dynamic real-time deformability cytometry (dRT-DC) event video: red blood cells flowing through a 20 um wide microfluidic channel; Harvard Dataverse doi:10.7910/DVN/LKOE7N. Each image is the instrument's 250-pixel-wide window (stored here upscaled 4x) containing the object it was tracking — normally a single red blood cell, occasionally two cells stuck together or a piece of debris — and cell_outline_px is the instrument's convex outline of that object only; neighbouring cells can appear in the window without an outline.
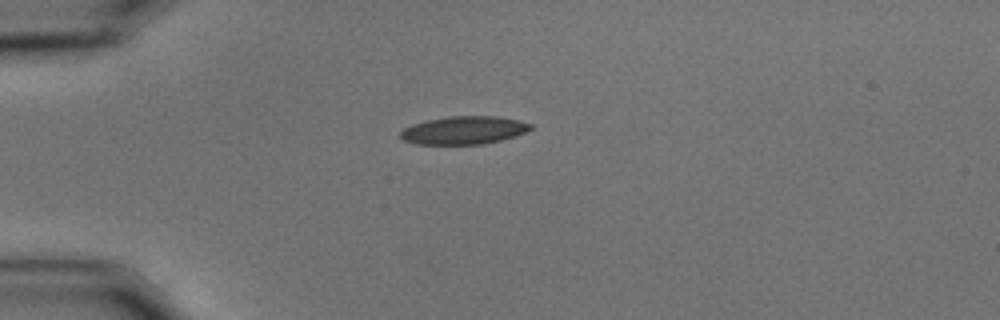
{"species": "common noctule bat (a hibernating species)", "species_latin": "Nyctalus noctula", "temperature_condition": "cold", "stored_images_in_passage": 43, "camera_frame_rate_fps": 3000, "um_per_image_px": 0.085, "animal": {"sex": "male", "body_mass_g": 15.6}, "frame": {"image": 1, "passage_image": 1, "time_ms": 0.0, "image_size_px": [1000, 320], "cell_outline_px": [[532, 128], [516, 136], [484, 144], [416, 144], [404, 140], [400, 136], [400, 132], [404, 128], [412, 124], [428, 120], [448, 116], [496, 116], [516, 120], [532, 124]], "centroid_in_image_um": [39.41, 11.07], "position_along_channel_um": 45.6, "area_um2": 21.1}}
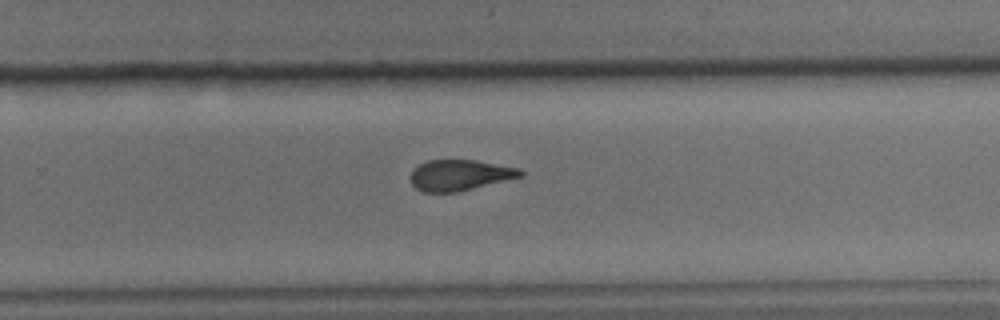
{"frame": {"image": 2, "passage_image": 24, "time_ms": 7.667, "image_size_px": [1000, 320], "cell_outline_px": [[524, 176], [456, 192], [424, 192], [416, 188], [412, 184], [412, 168], [428, 160], [476, 160], [520, 168], [524, 172]], "centroid_in_image_um": [39.11, 14.88], "position_along_channel_um": 290.7, "area_um2": 19.65}}
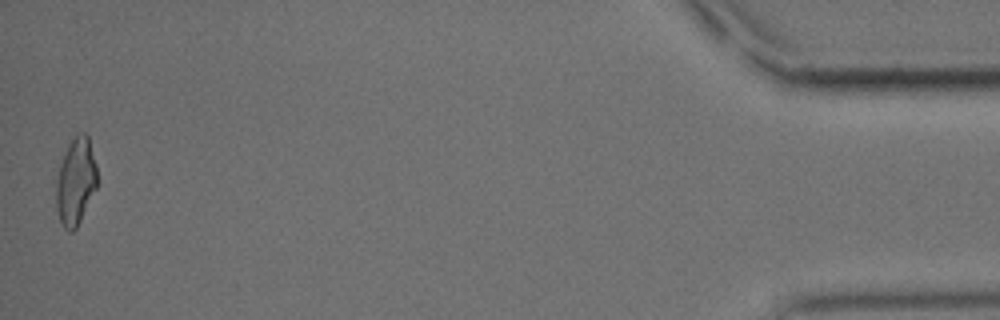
{"frame": {"image": 3, "passage_image": 43, "time_ms": 14.0, "image_size_px": [1000, 320], "cell_outline_px": [[96, 188], [76, 228], [72, 232], [68, 232], [64, 228], [60, 220], [56, 208], [56, 180], [60, 164], [68, 144], [76, 132], [84, 132], [88, 136], [96, 164]], "centroid_in_image_um": [6.42, 15.4], "position_along_channel_um": 428.8, "area_um2": 20.69}, "authors_computed_cell_mechanics": {"area_um2": 20.9236, "velocity_mm_per_s": 3.4953, "shape_relaxation_time_tau1_ms": 7.6996, "shape_relaxation_time_tau2_ms": 3.953, "deformation_change_tau1": 0.1867, "deformation_change_tau2": 0.1159}}